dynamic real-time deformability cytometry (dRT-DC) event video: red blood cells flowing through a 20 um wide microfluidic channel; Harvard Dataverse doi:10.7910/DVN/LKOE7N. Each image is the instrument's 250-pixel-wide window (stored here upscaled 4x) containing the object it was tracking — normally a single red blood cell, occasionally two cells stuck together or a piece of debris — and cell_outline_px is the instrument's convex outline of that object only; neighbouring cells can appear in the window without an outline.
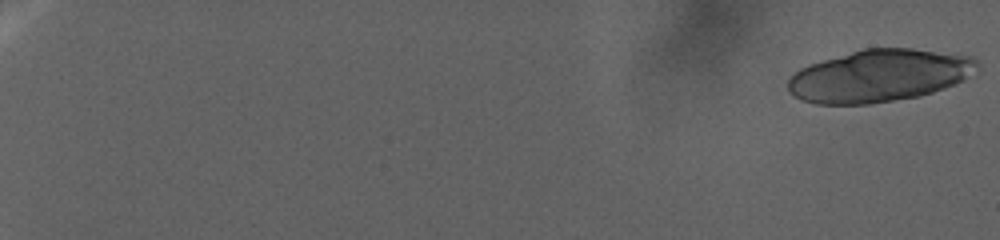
{"species": "human", "species_latin": "Homo sapiens", "temperature_condition": "warm", "stored_images_in_passage": 58, "camera_frame_rate_fps": 3000, "um_per_image_px": 0.085, "donor": {"sex": "female"}, "frame": {"image": 1, "passage_image": 1, "time_ms": 0.0, "image_size_px": [1000, 240], "cell_outline_px": [[980, 64], [964, 80], [956, 84], [920, 96], [868, 104], [816, 104], [800, 100], [792, 96], [788, 92], [788, 80], [800, 68], [808, 64], [864, 48], [912, 48], [972, 56]], "centroid_in_image_um": [74.71, 6.44], "position_along_channel_um": 10.3, "area_um2": 57.74}}
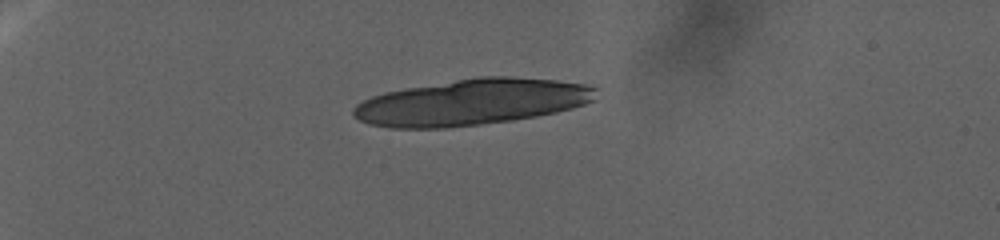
{"frame": {"image": 2, "passage_image": 39, "time_ms": 15.333, "image_size_px": [1000, 240], "cell_outline_px": [[600, 88], [596, 100], [572, 108], [556, 112], [536, 116], [512, 120], [480, 124], [444, 128], [388, 128], [368, 124], [352, 116], [352, 108], [356, 104], [372, 96], [384, 92], [404, 88], [476, 76], [512, 76], [556, 80], [584, 84]], "centroid_in_image_um": [40.1, 8.67], "position_along_channel_um": 44.9, "area_um2": 65.72}}
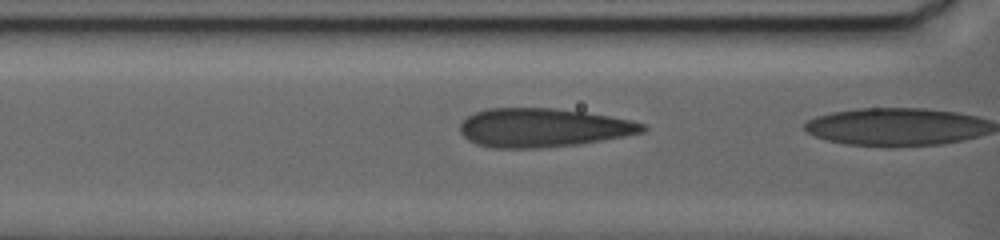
{"frame": {"image": 3, "passage_image": 57, "time_ms": 24.667, "image_size_px": [1000, 240], "cell_outline_px": [[648, 128], [644, 132], [624, 136], [576, 144], [540, 148], [492, 148], [476, 144], [468, 140], [460, 132], [460, 124], [468, 116], [484, 108], [556, 108], [584, 112], [632, 120], [644, 124]], "centroid_in_image_um": [46.13, 10.85], "position_along_channel_um": 120.5, "area_um2": 41.15}}